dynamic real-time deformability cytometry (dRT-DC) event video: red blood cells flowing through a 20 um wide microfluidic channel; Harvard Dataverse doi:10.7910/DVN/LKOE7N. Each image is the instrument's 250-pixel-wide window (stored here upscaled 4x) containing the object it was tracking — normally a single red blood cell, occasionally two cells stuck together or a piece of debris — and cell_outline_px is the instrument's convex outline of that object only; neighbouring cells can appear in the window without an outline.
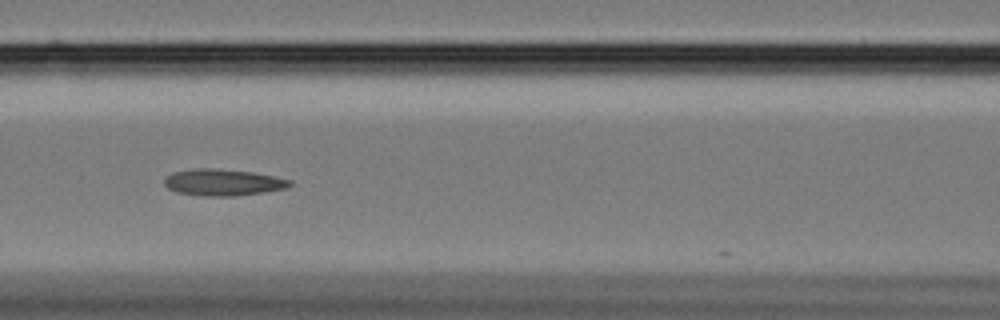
{"species": "Egyptian fruit bat (a non-hibernating species)", "species_latin": "Rousettus aegyptiacus", "temperature_condition": "cold", "stored_images_in_passage": 44, "camera_frame_rate_fps": 3000, "um_per_image_px": 0.085, "animal": {"sex": "female"}, "frame": {"image": 1, "passage_image": 11, "time_ms": 3.333, "image_size_px": [1000, 320], "cell_outline_px": [[292, 184], [288, 188], [264, 192], [236, 196], [204, 196], [176, 192], [168, 188], [164, 184], [164, 176], [172, 172], [192, 168], [216, 168], [252, 172], [292, 180]], "centroid_in_image_um": [18.92, 15.5], "position_along_channel_um": 147.7, "area_um2": 19.65}}
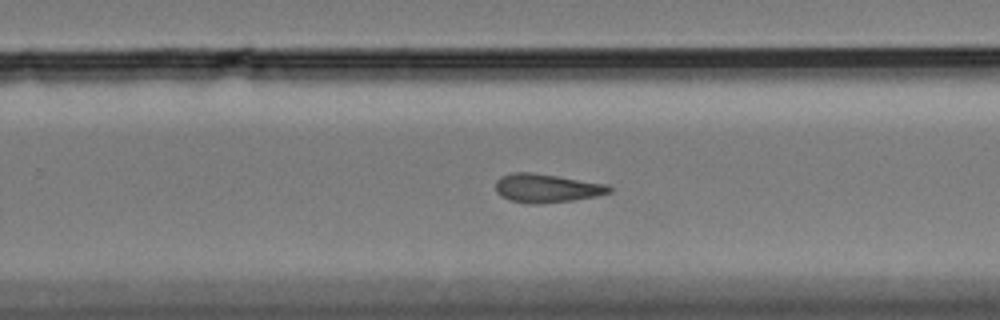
{"frame": {"image": 2, "passage_image": 23, "time_ms": 7.333, "image_size_px": [1000, 320], "cell_outline_px": [[612, 192], [596, 196], [572, 200], [536, 204], [528, 204], [508, 200], [500, 196], [496, 192], [496, 180], [500, 176], [512, 172], [532, 172], [608, 184], [612, 188]], "centroid_in_image_um": [46.43, 15.99], "position_along_channel_um": 283.4, "area_um2": 19.13}}
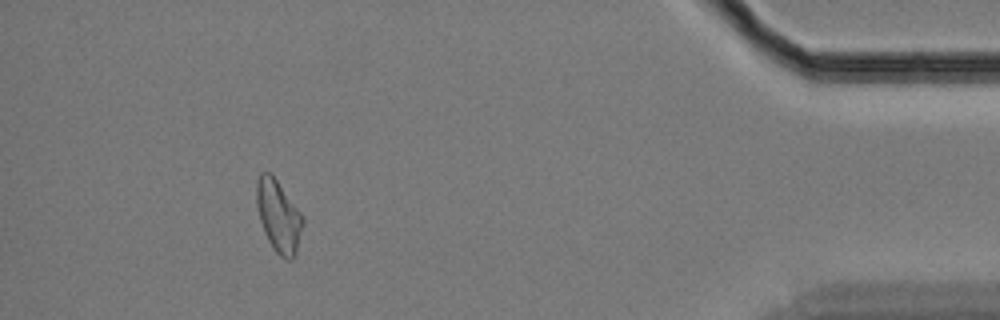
{"frame": {"image": 3, "passage_image": 39, "time_ms": 12.667, "image_size_px": [1000, 320], "cell_outline_px": [[304, 224], [296, 256], [292, 260], [288, 260], [280, 256], [272, 248], [264, 232], [260, 220], [256, 204], [256, 180], [260, 172], [268, 172], [276, 180], [300, 212], [304, 220]], "centroid_in_image_um": [23.67, 18.42], "position_along_channel_um": 411.5, "area_um2": 19.42}, "authors_computed_cell_mechanics": {"area_um2": 18.9873, "velocity_mm_per_s": 3.4016, "shape_relaxation_time_tau1_ms": null, "shape_relaxation_time_tau2_ms": 9.5749, "deformation_change_tau1": null, "deformation_change_tau2": 0.2034}}